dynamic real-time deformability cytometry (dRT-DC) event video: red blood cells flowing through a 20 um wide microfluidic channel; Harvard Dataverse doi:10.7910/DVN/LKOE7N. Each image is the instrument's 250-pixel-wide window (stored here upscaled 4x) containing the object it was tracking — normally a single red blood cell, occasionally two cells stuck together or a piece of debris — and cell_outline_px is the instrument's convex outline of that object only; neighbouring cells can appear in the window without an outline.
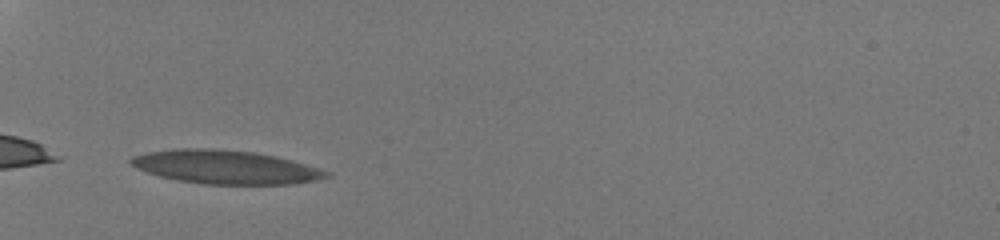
{"species": "human", "species_latin": "Homo sapiens", "temperature_condition": "room temperature", "stored_images_in_passage": 27, "camera_frame_rate_fps": 3000, "um_per_image_px": 0.085, "donor": {"sex": "male"}, "frame": {"image": 1, "passage_image": 1, "time_ms": 0.0, "image_size_px": [1000, 240], "cell_outline_px": [[332, 176], [316, 180], [292, 184], [204, 184], [176, 180], [160, 176], [136, 168], [128, 164], [128, 160], [132, 156], [148, 152], [172, 148], [216, 148], [256, 152], [276, 156], [292, 160], [332, 172]], "centroid_in_image_um": [19.16, 14.19], "position_along_channel_um": 65.8, "area_um2": 38.67}}
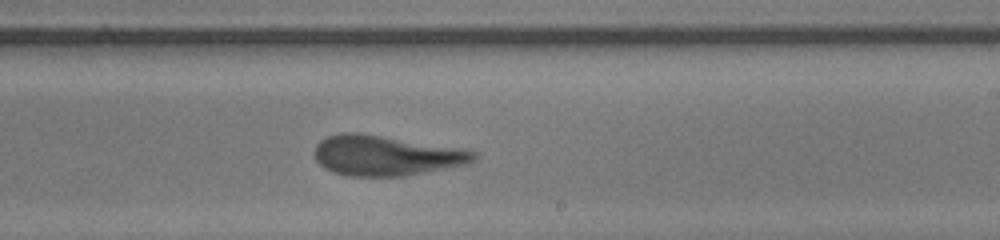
{"frame": {"image": 2, "passage_image": 16, "time_ms": 5.0, "image_size_px": [1000, 240], "cell_outline_px": [[476, 160], [468, 164], [408, 176], [348, 176], [332, 172], [324, 168], [316, 160], [316, 144], [320, 140], [328, 136], [340, 132], [356, 132], [384, 136], [464, 148], [476, 152]], "centroid_in_image_um": [32.84, 13.22], "position_along_channel_um": 256.2, "area_um2": 37.63}}
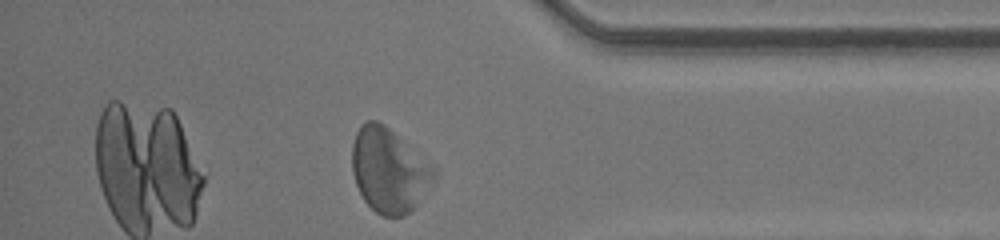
{"frame": {"image": 3, "passage_image": 27, "time_ms": 8.667, "image_size_px": [1000, 240], "cell_outline_px": [[436, 176], [416, 204], [404, 216], [380, 216], [364, 200], [356, 184], [352, 172], [352, 144], [356, 132], [360, 124], [368, 120], [376, 120], [384, 124], [436, 168]], "centroid_in_image_um": [33.03, 14.46], "position_along_channel_um": 402.2, "area_um2": 39.82}, "authors_computed_cell_mechanics": {"area_um2": 37.9168, "velocity_mm_per_s": 4.229, "shape_relaxation_time_tau1_ms": 4.4316, "shape_relaxation_time_tau2_ms": 1.131, "deformation_change_tau1": 0.1881, "deformation_change_tau2": 0.1006}}